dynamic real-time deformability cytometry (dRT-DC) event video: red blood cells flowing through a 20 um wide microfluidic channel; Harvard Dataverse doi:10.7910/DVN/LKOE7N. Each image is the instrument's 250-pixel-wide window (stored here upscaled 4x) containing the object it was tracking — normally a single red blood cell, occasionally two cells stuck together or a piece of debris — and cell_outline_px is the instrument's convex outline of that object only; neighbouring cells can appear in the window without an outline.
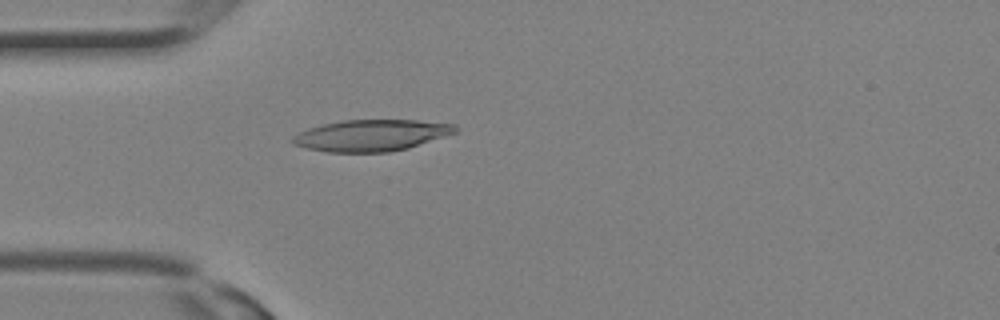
{"species": "Egyptian fruit bat (a non-hibernating species)", "species_latin": "Rousettus aegyptiacus", "temperature_condition": "room temperature", "stored_images_in_passage": 17, "camera_frame_rate_fps": 3000, "um_per_image_px": 0.085, "animal": {"sex": "female"}, "frame": {"image": 1, "passage_image": 9, "time_ms": 2.667, "image_size_px": [1000, 320], "cell_outline_px": [[456, 132], [408, 148], [388, 152], [328, 152], [308, 148], [292, 144], [288, 140], [292, 136], [308, 128], [324, 124], [344, 120], [416, 120], [456, 124]], "centroid_in_image_um": [31.52, 11.5], "position_along_channel_um": 53.5, "area_um2": 29.65}}
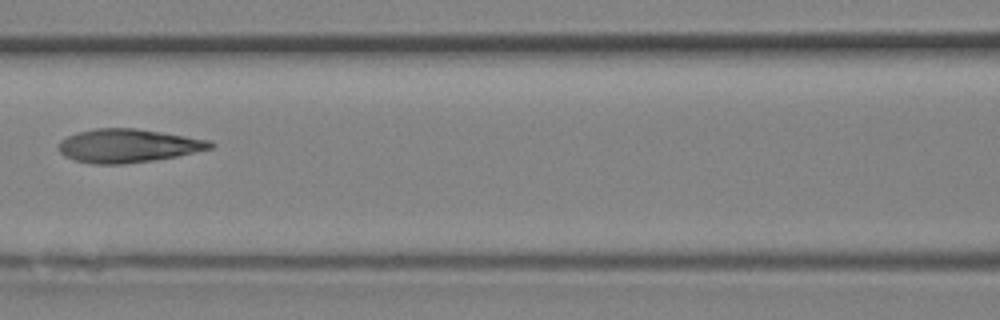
{"frame": {"image": 2, "passage_image": 14, "time_ms": 4.333, "image_size_px": [1000, 320], "cell_outline_px": [[216, 144], [212, 148], [176, 156], [152, 160], [124, 164], [92, 164], [72, 160], [64, 156], [56, 148], [60, 140], [76, 132], [96, 128], [136, 128], [212, 140]], "centroid_in_image_um": [10.85, 12.38], "position_along_channel_um": 155.8, "area_um2": 29.82}}
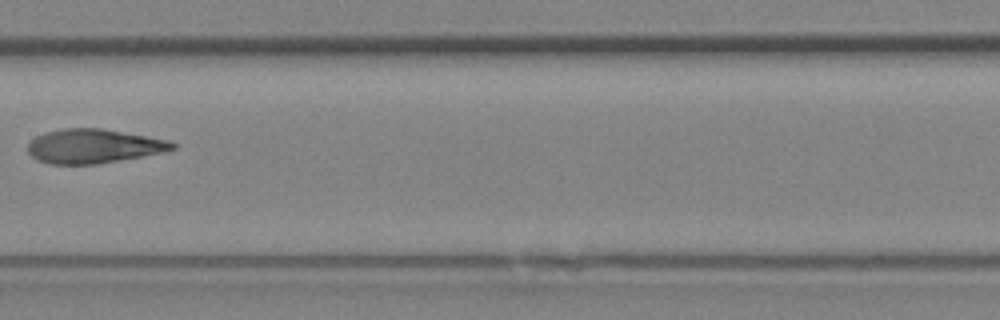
{"frame": {"image": 3, "passage_image": 16, "time_ms": 5.0, "image_size_px": [1000, 320], "cell_outline_px": [[176, 148], [164, 152], [96, 164], [48, 164], [36, 160], [28, 152], [28, 144], [36, 136], [44, 132], [64, 128], [104, 128], [168, 140], [176, 144]], "centroid_in_image_um": [7.93, 12.42], "position_along_channel_um": 199.5, "area_um2": 28.78}}